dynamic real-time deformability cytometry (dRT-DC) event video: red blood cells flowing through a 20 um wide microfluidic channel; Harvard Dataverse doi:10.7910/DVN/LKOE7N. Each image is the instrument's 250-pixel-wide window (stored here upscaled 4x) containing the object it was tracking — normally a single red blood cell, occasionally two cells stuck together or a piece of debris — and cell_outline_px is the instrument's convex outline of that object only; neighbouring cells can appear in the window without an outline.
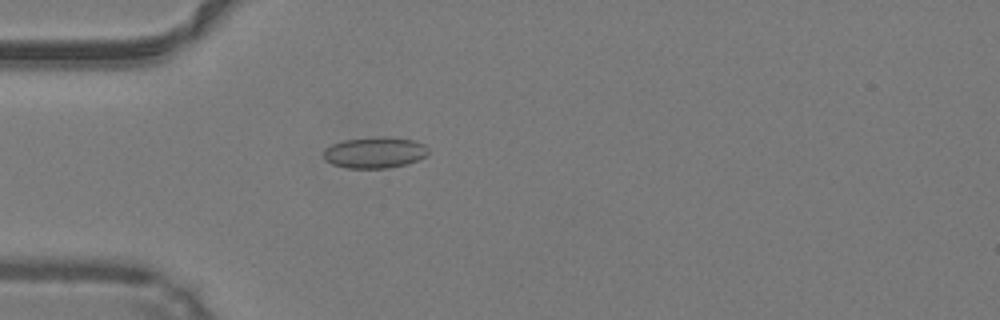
{"species": "common noctule bat (a hibernating species)", "species_latin": "Nyctalus noctula", "temperature_condition": "warm", "stored_images_in_passage": 49, "camera_frame_rate_fps": 3000, "um_per_image_px": 0.085, "animal": {"sex": "male", "body_mass_g": 19.2, "forearm_length_mm": 51.8}, "frame": {"image": 1, "passage_image": 15, "time_ms": 4.667, "image_size_px": [1000, 320], "cell_outline_px": [[428, 152], [424, 156], [408, 164], [388, 168], [348, 168], [332, 164], [324, 160], [324, 148], [332, 144], [344, 140], [380, 136], [416, 140], [424, 144], [428, 148]], "centroid_in_image_um": [31.84, 12.96], "position_along_channel_um": 53.2, "area_um2": 19.07}}
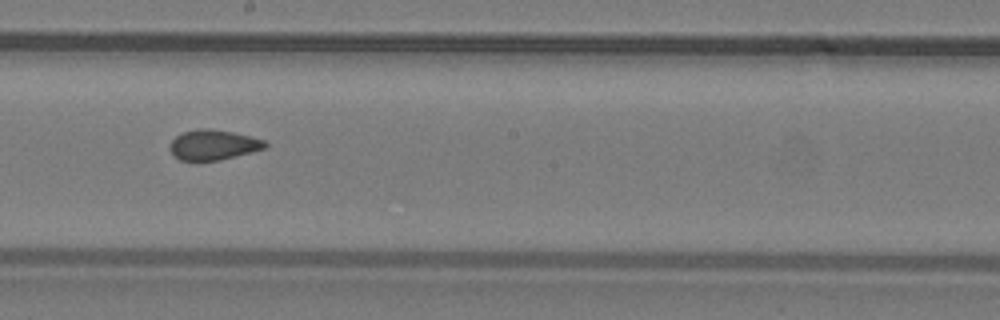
{"frame": {"image": 2, "passage_image": 28, "time_ms": 9.0, "image_size_px": [1000, 320], "cell_outline_px": [[268, 144], [264, 148], [252, 152], [220, 160], [196, 164], [180, 160], [168, 148], [172, 140], [176, 136], [184, 132], [200, 128], [212, 128], [232, 132], [264, 140]], "centroid_in_image_um": [18.08, 12.35], "position_along_channel_um": 230.1, "area_um2": 17.11}}
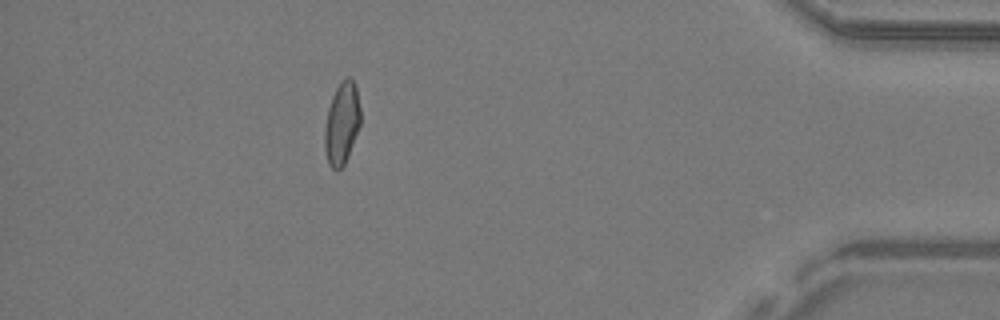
{"frame": {"image": 3, "passage_image": 44, "time_ms": 14.333, "image_size_px": [1000, 320], "cell_outline_px": [[360, 124], [348, 156], [344, 164], [336, 172], [328, 164], [324, 148], [324, 128], [328, 108], [332, 96], [340, 80], [344, 76], [352, 76], [356, 84], [360, 108]], "centroid_in_image_um": [29.05, 10.43], "position_along_channel_um": 406.2, "area_um2": 17.51}, "authors_computed_cell_mechanics": {"area_um2": 17.5134, "velocity_mm_per_s": 4.2695, "shape_relaxation_time_tau1_ms": null, "shape_relaxation_time_tau2_ms": 1.1981, "deformation_change_tau1": null, "deformation_change_tau2": 0.0736}}